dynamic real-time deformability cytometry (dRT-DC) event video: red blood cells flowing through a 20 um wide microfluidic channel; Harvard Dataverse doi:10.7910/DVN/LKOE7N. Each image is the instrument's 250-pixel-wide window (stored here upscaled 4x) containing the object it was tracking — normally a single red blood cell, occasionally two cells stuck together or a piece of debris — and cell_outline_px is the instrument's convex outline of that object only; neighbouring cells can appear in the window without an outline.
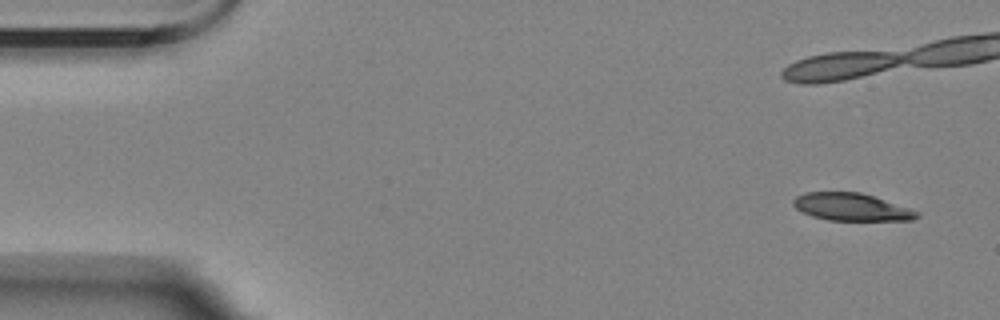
{"species": "Egyptian fruit bat (a non-hibernating species)", "species_latin": "Rousettus aegyptiacus", "temperature_condition": "room temperature", "stored_images_in_passage": 3, "camera_frame_rate_fps": 3000, "um_per_image_px": 0.085, "animal": {"sex": "female"}, "frame": {"image": 1, "passage_image": 1, "time_ms": 0.0, "image_size_px": [1000, 320], "cell_outline_px": [[920, 216], [912, 220], [828, 220], [812, 216], [796, 208], [792, 204], [792, 200], [796, 196], [804, 192], [860, 192], [920, 212]], "centroid_in_image_um": [72.34, 17.59], "position_along_channel_um": 12.7, "area_um2": 19.59}}